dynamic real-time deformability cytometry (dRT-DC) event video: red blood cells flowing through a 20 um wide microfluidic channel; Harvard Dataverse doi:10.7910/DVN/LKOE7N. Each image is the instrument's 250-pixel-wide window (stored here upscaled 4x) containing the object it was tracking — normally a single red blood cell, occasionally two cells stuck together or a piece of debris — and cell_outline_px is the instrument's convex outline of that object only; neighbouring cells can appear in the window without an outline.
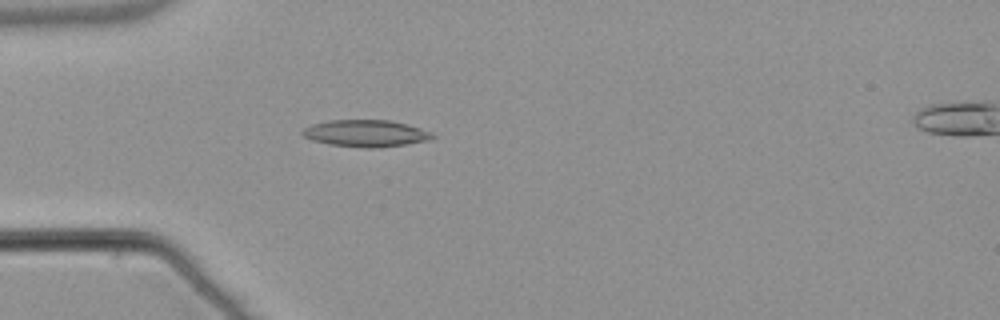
{"species": "common noctule bat (a hibernating species)", "species_latin": "Nyctalus noctula", "temperature_condition": "warm", "stored_images_in_passage": 45, "camera_frame_rate_fps": 3000, "um_per_image_px": 0.085, "animal": {"sex": "male", "body_mass_g": 21.5, "forearm_length_mm": 52.0}, "frame": {"image": 1, "passage_image": 7, "time_ms": 2.0, "image_size_px": [1000, 320], "cell_outline_px": [[436, 136], [428, 140], [404, 144], [376, 148], [364, 148], [328, 144], [312, 140], [304, 136], [300, 132], [304, 128], [312, 124], [328, 120], [392, 120], [408, 124], [432, 132]], "centroid_in_image_um": [31.08, 11.33], "position_along_channel_um": 53.9, "area_um2": 20.4}}
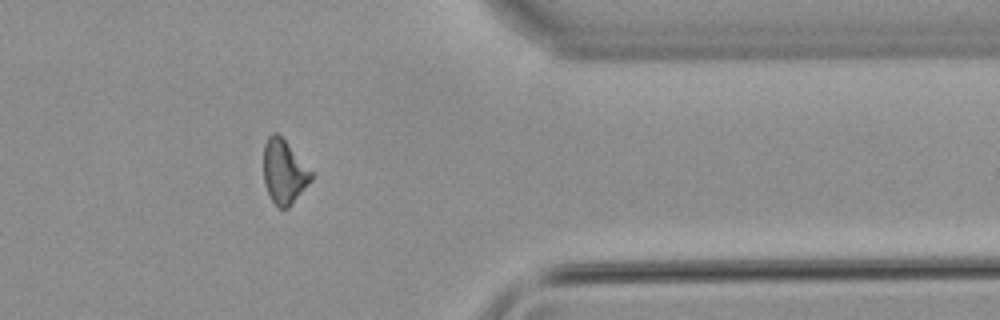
{"frame": {"image": 2, "passage_image": 35, "time_ms": 11.333, "image_size_px": [1000, 320], "cell_outline_px": [[312, 180], [288, 208], [280, 208], [272, 200], [264, 184], [264, 144], [268, 136], [272, 132], [276, 132], [284, 140], [312, 172]], "centroid_in_image_um": [24.13, 14.6], "position_along_channel_um": 387.3, "area_um2": 17.4}}
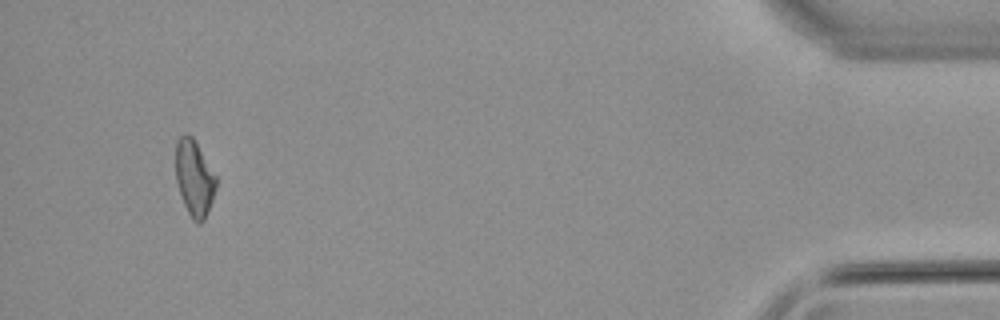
{"frame": {"image": 3, "passage_image": 42, "time_ms": 13.667, "image_size_px": [1000, 320], "cell_outline_px": [[216, 188], [212, 200], [204, 220], [200, 224], [192, 220], [184, 204], [176, 180], [176, 140], [184, 132], [188, 132], [192, 136], [216, 176]], "centroid_in_image_um": [16.5, 15.11], "position_along_channel_um": 418.7, "area_um2": 17.74}, "authors_computed_cell_mechanics": {"area_um2": 18.3804, "velocity_mm_per_s": 3.8302, "shape_relaxation_time_tau1_ms": 10.1581, "shape_relaxation_time_tau2_ms": 8.4298, "deformation_change_tau1": 0.2069, "deformation_change_tau2": 0.1866}}